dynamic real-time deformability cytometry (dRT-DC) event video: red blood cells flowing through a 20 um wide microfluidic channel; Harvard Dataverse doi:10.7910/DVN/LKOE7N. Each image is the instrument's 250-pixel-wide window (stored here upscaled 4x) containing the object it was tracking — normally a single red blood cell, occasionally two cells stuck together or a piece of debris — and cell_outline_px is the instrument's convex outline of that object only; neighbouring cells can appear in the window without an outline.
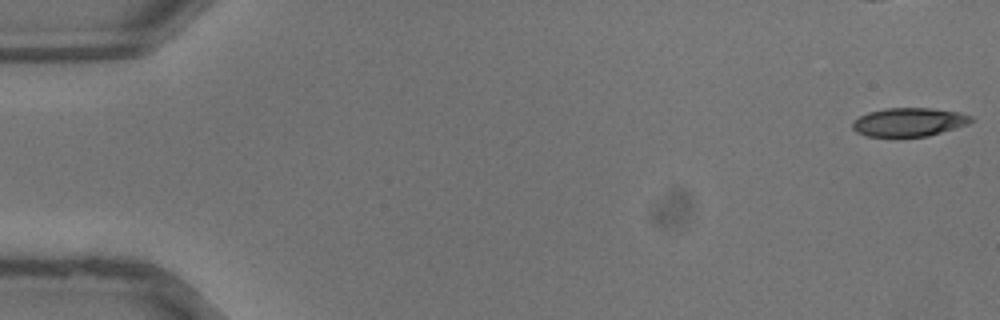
{"species": "common noctule bat (a hibernating species)", "species_latin": "Nyctalus noctula", "temperature_condition": "warm", "stored_images_in_passage": 38, "camera_frame_rate_fps": 3000, "um_per_image_px": 0.085, "animal": {"sex": "male", "body_mass_g": 13.3}, "frame": {"image": 1, "passage_image": 1, "time_ms": 0.0, "image_size_px": [1000, 320], "cell_outline_px": [[976, 120], [968, 124], [956, 128], [928, 136], [864, 136], [856, 132], [852, 128], [852, 120], [868, 112], [884, 108], [932, 108], [960, 112], [972, 116]], "centroid_in_image_um": [77.27, 10.37], "position_along_channel_um": 7.7, "area_um2": 19.94}}